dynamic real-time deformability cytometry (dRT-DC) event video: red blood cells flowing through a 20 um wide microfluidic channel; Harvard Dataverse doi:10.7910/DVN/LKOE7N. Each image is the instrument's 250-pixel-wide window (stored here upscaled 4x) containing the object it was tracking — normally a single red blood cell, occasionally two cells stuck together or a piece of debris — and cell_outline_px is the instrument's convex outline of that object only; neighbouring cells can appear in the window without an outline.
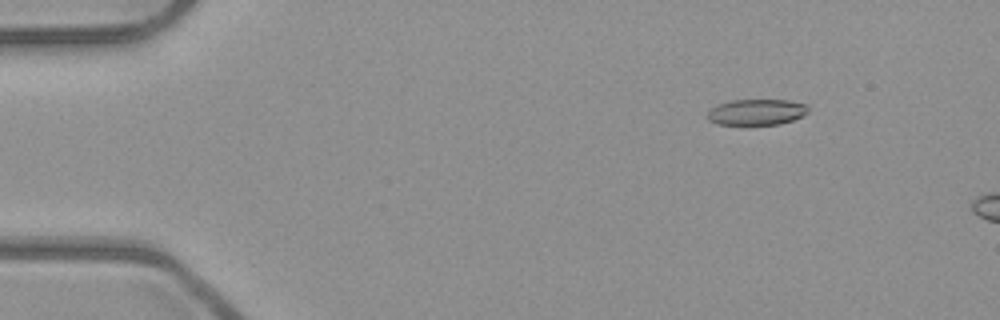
{"species": "common noctule bat (a hibernating species)", "species_latin": "Nyctalus noctula", "temperature_condition": "room temperature", "stored_images_in_passage": 4, "camera_frame_rate_fps": 3000, "um_per_image_px": 0.085, "animal": {"sex": "male", "body_mass_g": 23.1, "forearm_length_mm": 52.7}, "frame": {"image": 1, "passage_image": 2, "time_ms": 0.333, "image_size_px": [1000, 320], "cell_outline_px": [[808, 112], [804, 116], [780, 124], [716, 124], [708, 120], [708, 112], [716, 104], [728, 100], [788, 100], [808, 104]], "centroid_in_image_um": [64.32, 9.51], "position_along_channel_um": 20.7, "area_um2": 15.32}}